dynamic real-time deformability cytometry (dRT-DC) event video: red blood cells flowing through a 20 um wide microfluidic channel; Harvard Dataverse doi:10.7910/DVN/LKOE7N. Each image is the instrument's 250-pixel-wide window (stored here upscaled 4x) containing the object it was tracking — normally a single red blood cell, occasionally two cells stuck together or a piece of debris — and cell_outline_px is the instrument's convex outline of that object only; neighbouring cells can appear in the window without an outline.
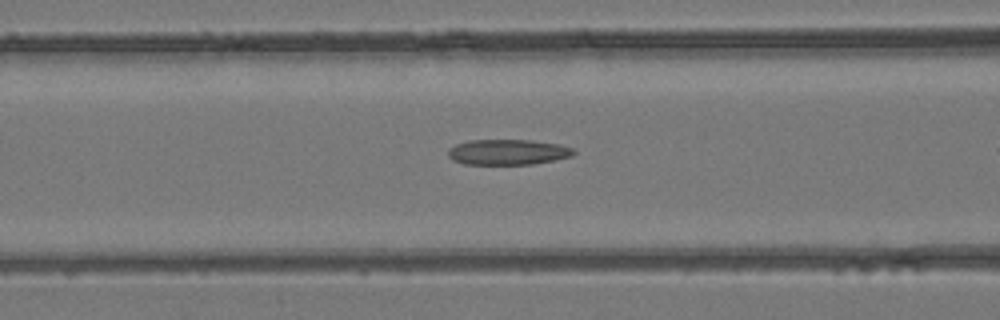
{"species": "common noctule bat (a hibernating species)", "species_latin": "Nyctalus noctula", "temperature_condition": "room temperature", "stored_images_in_passage": 25, "camera_frame_rate_fps": 3000, "um_per_image_px": 0.085, "animal": {"sex": "female", "body_mass_g": 24.6, "forearm_length_mm": 56.2}, "frame": {"image": 1, "passage_image": 6, "time_ms": 1.667, "image_size_px": [1000, 320], "cell_outline_px": [[576, 152], [572, 156], [532, 164], [464, 164], [452, 160], [448, 156], [448, 148], [456, 144], [468, 140], [532, 140], [560, 144], [572, 148]], "centroid_in_image_um": [43.14, 12.92], "position_along_channel_um": 123.5, "area_um2": 18.67}}
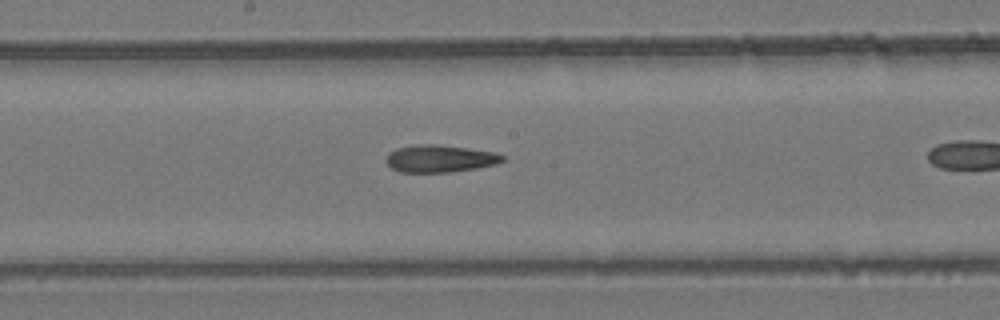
{"frame": {"image": 2, "passage_image": 12, "time_ms": 3.667, "image_size_px": [1000, 320], "cell_outline_px": [[504, 160], [496, 164], [476, 168], [448, 172], [400, 172], [392, 168], [384, 160], [388, 152], [396, 148], [416, 144], [436, 144], [496, 152], [504, 156]], "centroid_in_image_um": [37.35, 13.47], "position_along_channel_um": 210.8, "area_um2": 18.55}}
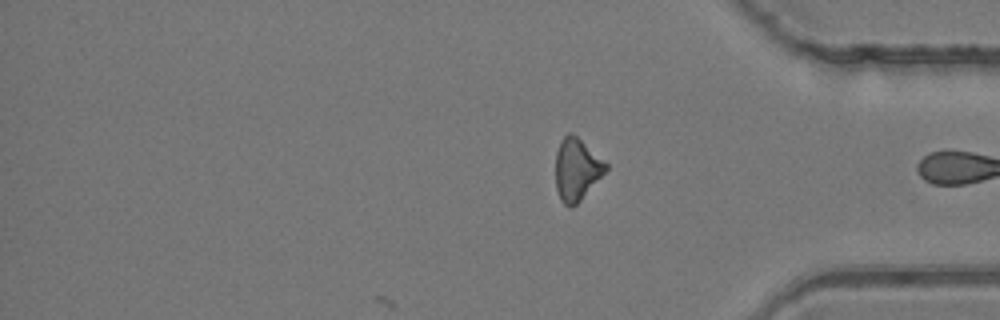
{"frame": {"image": 3, "passage_image": 25, "time_ms": 8.0, "image_size_px": [1000, 320], "cell_outline_px": [[608, 168], [580, 200], [576, 204], [564, 204], [560, 200], [556, 188], [556, 152], [560, 140], [568, 132], [572, 132], [608, 164]], "centroid_in_image_um": [49.0, 14.35], "position_along_channel_um": 386.2, "area_um2": 17.8}}